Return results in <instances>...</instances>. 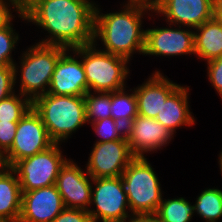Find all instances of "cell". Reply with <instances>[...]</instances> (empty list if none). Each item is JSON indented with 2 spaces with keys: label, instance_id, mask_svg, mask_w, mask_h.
<instances>
[{
  "label": "cell",
  "instance_id": "cell-14",
  "mask_svg": "<svg viewBox=\"0 0 222 222\" xmlns=\"http://www.w3.org/2000/svg\"><path fill=\"white\" fill-rule=\"evenodd\" d=\"M82 168L78 161L69 158L60 168L55 185L65 207L88 211L93 178Z\"/></svg>",
  "mask_w": 222,
  "mask_h": 222
},
{
  "label": "cell",
  "instance_id": "cell-19",
  "mask_svg": "<svg viewBox=\"0 0 222 222\" xmlns=\"http://www.w3.org/2000/svg\"><path fill=\"white\" fill-rule=\"evenodd\" d=\"M194 50L205 63L222 56V21L214 16L194 29Z\"/></svg>",
  "mask_w": 222,
  "mask_h": 222
},
{
  "label": "cell",
  "instance_id": "cell-22",
  "mask_svg": "<svg viewBox=\"0 0 222 222\" xmlns=\"http://www.w3.org/2000/svg\"><path fill=\"white\" fill-rule=\"evenodd\" d=\"M194 209L205 222H219L222 218V189L215 186L204 188L196 197Z\"/></svg>",
  "mask_w": 222,
  "mask_h": 222
},
{
  "label": "cell",
  "instance_id": "cell-7",
  "mask_svg": "<svg viewBox=\"0 0 222 222\" xmlns=\"http://www.w3.org/2000/svg\"><path fill=\"white\" fill-rule=\"evenodd\" d=\"M54 143L48 149L17 161L11 168L15 171L22 192H27L56 183L60 168L69 159L61 147Z\"/></svg>",
  "mask_w": 222,
  "mask_h": 222
},
{
  "label": "cell",
  "instance_id": "cell-11",
  "mask_svg": "<svg viewBox=\"0 0 222 222\" xmlns=\"http://www.w3.org/2000/svg\"><path fill=\"white\" fill-rule=\"evenodd\" d=\"M88 155L85 169L92 178L119 177L135 158L127 139L94 142Z\"/></svg>",
  "mask_w": 222,
  "mask_h": 222
},
{
  "label": "cell",
  "instance_id": "cell-9",
  "mask_svg": "<svg viewBox=\"0 0 222 222\" xmlns=\"http://www.w3.org/2000/svg\"><path fill=\"white\" fill-rule=\"evenodd\" d=\"M165 25H167L165 27ZM162 27L146 28L143 56L172 58L174 56H195L194 29L167 23Z\"/></svg>",
  "mask_w": 222,
  "mask_h": 222
},
{
  "label": "cell",
  "instance_id": "cell-6",
  "mask_svg": "<svg viewBox=\"0 0 222 222\" xmlns=\"http://www.w3.org/2000/svg\"><path fill=\"white\" fill-rule=\"evenodd\" d=\"M146 157H135L121 175L134 214L156 213L165 197L158 174Z\"/></svg>",
  "mask_w": 222,
  "mask_h": 222
},
{
  "label": "cell",
  "instance_id": "cell-37",
  "mask_svg": "<svg viewBox=\"0 0 222 222\" xmlns=\"http://www.w3.org/2000/svg\"><path fill=\"white\" fill-rule=\"evenodd\" d=\"M218 156V165H219V171H220V174L222 176V150L219 151V155Z\"/></svg>",
  "mask_w": 222,
  "mask_h": 222
},
{
  "label": "cell",
  "instance_id": "cell-21",
  "mask_svg": "<svg viewBox=\"0 0 222 222\" xmlns=\"http://www.w3.org/2000/svg\"><path fill=\"white\" fill-rule=\"evenodd\" d=\"M128 88V89H127ZM111 118L127 127L138 115L135 89L125 87L111 92Z\"/></svg>",
  "mask_w": 222,
  "mask_h": 222
},
{
  "label": "cell",
  "instance_id": "cell-17",
  "mask_svg": "<svg viewBox=\"0 0 222 222\" xmlns=\"http://www.w3.org/2000/svg\"><path fill=\"white\" fill-rule=\"evenodd\" d=\"M157 69L141 84L133 87L137 98L138 115L156 119L163 103L181 85Z\"/></svg>",
  "mask_w": 222,
  "mask_h": 222
},
{
  "label": "cell",
  "instance_id": "cell-33",
  "mask_svg": "<svg viewBox=\"0 0 222 222\" xmlns=\"http://www.w3.org/2000/svg\"><path fill=\"white\" fill-rule=\"evenodd\" d=\"M127 222H162L155 213L134 214Z\"/></svg>",
  "mask_w": 222,
  "mask_h": 222
},
{
  "label": "cell",
  "instance_id": "cell-26",
  "mask_svg": "<svg viewBox=\"0 0 222 222\" xmlns=\"http://www.w3.org/2000/svg\"><path fill=\"white\" fill-rule=\"evenodd\" d=\"M15 23L0 29V66H13L16 61L13 52L20 43L19 31L14 28Z\"/></svg>",
  "mask_w": 222,
  "mask_h": 222
},
{
  "label": "cell",
  "instance_id": "cell-36",
  "mask_svg": "<svg viewBox=\"0 0 222 222\" xmlns=\"http://www.w3.org/2000/svg\"><path fill=\"white\" fill-rule=\"evenodd\" d=\"M7 168L5 157L0 153V173Z\"/></svg>",
  "mask_w": 222,
  "mask_h": 222
},
{
  "label": "cell",
  "instance_id": "cell-8",
  "mask_svg": "<svg viewBox=\"0 0 222 222\" xmlns=\"http://www.w3.org/2000/svg\"><path fill=\"white\" fill-rule=\"evenodd\" d=\"M88 212L93 222H127L133 216L121 176L93 178Z\"/></svg>",
  "mask_w": 222,
  "mask_h": 222
},
{
  "label": "cell",
  "instance_id": "cell-28",
  "mask_svg": "<svg viewBox=\"0 0 222 222\" xmlns=\"http://www.w3.org/2000/svg\"><path fill=\"white\" fill-rule=\"evenodd\" d=\"M205 65L207 66L206 76L208 82H210L211 87L214 88L222 100V56L207 61Z\"/></svg>",
  "mask_w": 222,
  "mask_h": 222
},
{
  "label": "cell",
  "instance_id": "cell-12",
  "mask_svg": "<svg viewBox=\"0 0 222 222\" xmlns=\"http://www.w3.org/2000/svg\"><path fill=\"white\" fill-rule=\"evenodd\" d=\"M152 4L158 21L191 29L214 17L215 0H152Z\"/></svg>",
  "mask_w": 222,
  "mask_h": 222
},
{
  "label": "cell",
  "instance_id": "cell-31",
  "mask_svg": "<svg viewBox=\"0 0 222 222\" xmlns=\"http://www.w3.org/2000/svg\"><path fill=\"white\" fill-rule=\"evenodd\" d=\"M18 122L0 121V153L5 154L13 145Z\"/></svg>",
  "mask_w": 222,
  "mask_h": 222
},
{
  "label": "cell",
  "instance_id": "cell-35",
  "mask_svg": "<svg viewBox=\"0 0 222 222\" xmlns=\"http://www.w3.org/2000/svg\"><path fill=\"white\" fill-rule=\"evenodd\" d=\"M214 16L222 21V0H215Z\"/></svg>",
  "mask_w": 222,
  "mask_h": 222
},
{
  "label": "cell",
  "instance_id": "cell-13",
  "mask_svg": "<svg viewBox=\"0 0 222 222\" xmlns=\"http://www.w3.org/2000/svg\"><path fill=\"white\" fill-rule=\"evenodd\" d=\"M126 137L135 157H146L169 146L174 135L156 119L137 115L126 127Z\"/></svg>",
  "mask_w": 222,
  "mask_h": 222
},
{
  "label": "cell",
  "instance_id": "cell-5",
  "mask_svg": "<svg viewBox=\"0 0 222 222\" xmlns=\"http://www.w3.org/2000/svg\"><path fill=\"white\" fill-rule=\"evenodd\" d=\"M89 92H114L127 86L130 61L119 55L99 49L94 43L80 46Z\"/></svg>",
  "mask_w": 222,
  "mask_h": 222
},
{
  "label": "cell",
  "instance_id": "cell-4",
  "mask_svg": "<svg viewBox=\"0 0 222 222\" xmlns=\"http://www.w3.org/2000/svg\"><path fill=\"white\" fill-rule=\"evenodd\" d=\"M32 107L40 115L49 137L55 143H66L73 133L88 124L84 96L46 93L36 98Z\"/></svg>",
  "mask_w": 222,
  "mask_h": 222
},
{
  "label": "cell",
  "instance_id": "cell-3",
  "mask_svg": "<svg viewBox=\"0 0 222 222\" xmlns=\"http://www.w3.org/2000/svg\"><path fill=\"white\" fill-rule=\"evenodd\" d=\"M31 44L13 64L15 91L33 102L48 91L60 56L68 49L59 45ZM19 76V77H18Z\"/></svg>",
  "mask_w": 222,
  "mask_h": 222
},
{
  "label": "cell",
  "instance_id": "cell-29",
  "mask_svg": "<svg viewBox=\"0 0 222 222\" xmlns=\"http://www.w3.org/2000/svg\"><path fill=\"white\" fill-rule=\"evenodd\" d=\"M16 16L27 25L25 14L22 13L11 0H0V29L14 22L13 19L15 20Z\"/></svg>",
  "mask_w": 222,
  "mask_h": 222
},
{
  "label": "cell",
  "instance_id": "cell-20",
  "mask_svg": "<svg viewBox=\"0 0 222 222\" xmlns=\"http://www.w3.org/2000/svg\"><path fill=\"white\" fill-rule=\"evenodd\" d=\"M22 191L15 171L7 167L0 173V217L6 222H18Z\"/></svg>",
  "mask_w": 222,
  "mask_h": 222
},
{
  "label": "cell",
  "instance_id": "cell-27",
  "mask_svg": "<svg viewBox=\"0 0 222 222\" xmlns=\"http://www.w3.org/2000/svg\"><path fill=\"white\" fill-rule=\"evenodd\" d=\"M92 130L98 137L94 142H108L118 139H127L126 127L113 118H105L90 123Z\"/></svg>",
  "mask_w": 222,
  "mask_h": 222
},
{
  "label": "cell",
  "instance_id": "cell-34",
  "mask_svg": "<svg viewBox=\"0 0 222 222\" xmlns=\"http://www.w3.org/2000/svg\"><path fill=\"white\" fill-rule=\"evenodd\" d=\"M11 1L22 13H24L37 0H11Z\"/></svg>",
  "mask_w": 222,
  "mask_h": 222
},
{
  "label": "cell",
  "instance_id": "cell-30",
  "mask_svg": "<svg viewBox=\"0 0 222 222\" xmlns=\"http://www.w3.org/2000/svg\"><path fill=\"white\" fill-rule=\"evenodd\" d=\"M15 92L13 66H0V101Z\"/></svg>",
  "mask_w": 222,
  "mask_h": 222
},
{
  "label": "cell",
  "instance_id": "cell-16",
  "mask_svg": "<svg viewBox=\"0 0 222 222\" xmlns=\"http://www.w3.org/2000/svg\"><path fill=\"white\" fill-rule=\"evenodd\" d=\"M65 208L56 185L22 192L18 222H52Z\"/></svg>",
  "mask_w": 222,
  "mask_h": 222
},
{
  "label": "cell",
  "instance_id": "cell-23",
  "mask_svg": "<svg viewBox=\"0 0 222 222\" xmlns=\"http://www.w3.org/2000/svg\"><path fill=\"white\" fill-rule=\"evenodd\" d=\"M155 214L162 222H190L195 216V209L186 197H166L160 202Z\"/></svg>",
  "mask_w": 222,
  "mask_h": 222
},
{
  "label": "cell",
  "instance_id": "cell-24",
  "mask_svg": "<svg viewBox=\"0 0 222 222\" xmlns=\"http://www.w3.org/2000/svg\"><path fill=\"white\" fill-rule=\"evenodd\" d=\"M87 123L111 118V92H87L84 95Z\"/></svg>",
  "mask_w": 222,
  "mask_h": 222
},
{
  "label": "cell",
  "instance_id": "cell-32",
  "mask_svg": "<svg viewBox=\"0 0 222 222\" xmlns=\"http://www.w3.org/2000/svg\"><path fill=\"white\" fill-rule=\"evenodd\" d=\"M52 222H93V220L87 210L65 207Z\"/></svg>",
  "mask_w": 222,
  "mask_h": 222
},
{
  "label": "cell",
  "instance_id": "cell-18",
  "mask_svg": "<svg viewBox=\"0 0 222 222\" xmlns=\"http://www.w3.org/2000/svg\"><path fill=\"white\" fill-rule=\"evenodd\" d=\"M180 85L163 103L156 120L165 126L170 132L176 136V130L181 128L193 127L196 125V118L191 112L189 103L191 90L190 86Z\"/></svg>",
  "mask_w": 222,
  "mask_h": 222
},
{
  "label": "cell",
  "instance_id": "cell-10",
  "mask_svg": "<svg viewBox=\"0 0 222 222\" xmlns=\"http://www.w3.org/2000/svg\"><path fill=\"white\" fill-rule=\"evenodd\" d=\"M54 143L40 115L31 107L18 121L13 145L3 155L6 165L12 167L17 161L44 151Z\"/></svg>",
  "mask_w": 222,
  "mask_h": 222
},
{
  "label": "cell",
  "instance_id": "cell-2",
  "mask_svg": "<svg viewBox=\"0 0 222 222\" xmlns=\"http://www.w3.org/2000/svg\"><path fill=\"white\" fill-rule=\"evenodd\" d=\"M119 8L118 11L103 13V8L96 3L93 43L99 49L131 62L134 54H144V21H152L157 15L153 12L152 0H124Z\"/></svg>",
  "mask_w": 222,
  "mask_h": 222
},
{
  "label": "cell",
  "instance_id": "cell-38",
  "mask_svg": "<svg viewBox=\"0 0 222 222\" xmlns=\"http://www.w3.org/2000/svg\"><path fill=\"white\" fill-rule=\"evenodd\" d=\"M0 222H6L2 217H0Z\"/></svg>",
  "mask_w": 222,
  "mask_h": 222
},
{
  "label": "cell",
  "instance_id": "cell-25",
  "mask_svg": "<svg viewBox=\"0 0 222 222\" xmlns=\"http://www.w3.org/2000/svg\"><path fill=\"white\" fill-rule=\"evenodd\" d=\"M32 107V102L19 92L0 101V121L18 122Z\"/></svg>",
  "mask_w": 222,
  "mask_h": 222
},
{
  "label": "cell",
  "instance_id": "cell-15",
  "mask_svg": "<svg viewBox=\"0 0 222 222\" xmlns=\"http://www.w3.org/2000/svg\"><path fill=\"white\" fill-rule=\"evenodd\" d=\"M87 92L85 70L80 59V46L69 48L56 64L47 93L84 96Z\"/></svg>",
  "mask_w": 222,
  "mask_h": 222
},
{
  "label": "cell",
  "instance_id": "cell-1",
  "mask_svg": "<svg viewBox=\"0 0 222 222\" xmlns=\"http://www.w3.org/2000/svg\"><path fill=\"white\" fill-rule=\"evenodd\" d=\"M95 7L94 0H37L24 14L45 32L36 43L69 49L93 43Z\"/></svg>",
  "mask_w": 222,
  "mask_h": 222
}]
</instances>
